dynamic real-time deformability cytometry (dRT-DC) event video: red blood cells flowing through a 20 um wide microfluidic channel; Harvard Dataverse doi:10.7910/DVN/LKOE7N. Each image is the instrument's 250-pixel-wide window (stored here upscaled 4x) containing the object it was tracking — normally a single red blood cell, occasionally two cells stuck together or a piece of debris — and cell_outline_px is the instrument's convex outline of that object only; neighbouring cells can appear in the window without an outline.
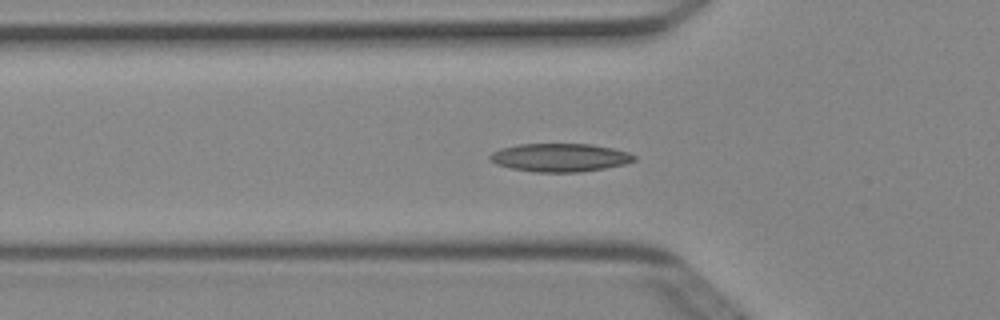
{"species": "Egyptian fruit bat (a non-hibernating species)", "species_latin": "Rousettus aegyptiacus", "temperature_condition": "cold", "stored_images_in_passage": 50, "camera_frame_rate_fps": 3000, "um_per_image_px": 0.085, "animal": {"sex": "female"}, "frame": {"image": 1, "passage_image": 15, "time_ms": 4.667, "image_size_px": [1000, 320], "cell_outline_px": [[636, 160], [624, 164], [604, 168], [580, 172], [536, 172], [512, 168], [496, 164], [488, 160], [488, 156], [492, 152], [500, 148], [516, 144], [592, 144], [612, 148], [628, 152], [636, 156]], "centroid_in_image_um": [47.56, 13.38], "position_along_channel_um": 78.2, "area_um2": 23.81}}
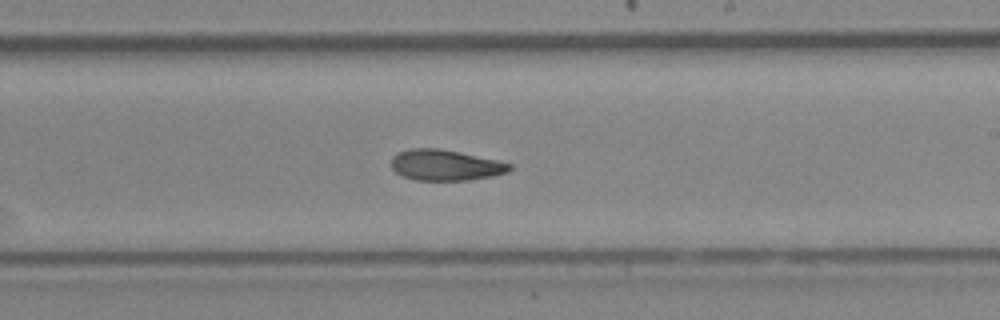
{"frame": {"image": 2, "passage_image": 28, "time_ms": 9.0, "image_size_px": [1000, 320], "cell_outline_px": [[512, 168], [508, 172], [492, 176], [468, 180], [416, 180], [404, 176], [396, 172], [392, 168], [392, 156], [396, 152], [408, 148], [440, 148], [460, 152], [496, 160], [512, 164]], "centroid_in_image_um": [37.84, 14.02], "position_along_channel_um": 251.2, "area_um2": 21.27}}
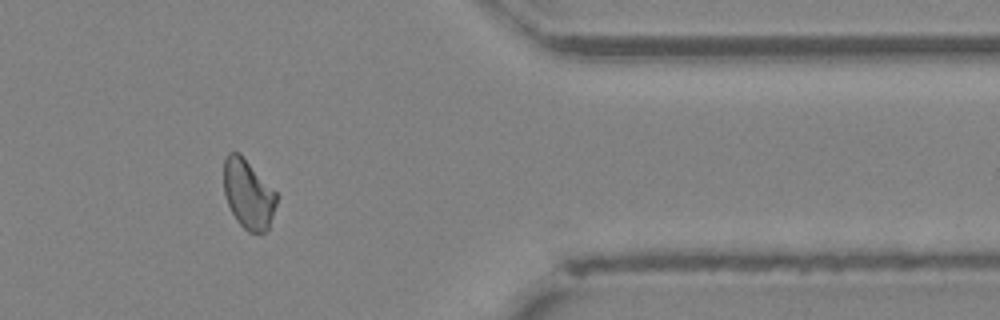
{"frame": {"image": 3, "passage_image": 40, "time_ms": 13.0, "image_size_px": [1000, 320], "cell_outline_px": [[276, 204], [268, 228], [260, 236], [248, 232], [236, 220], [228, 204], [224, 192], [224, 160], [228, 152], [240, 152], [276, 192]], "centroid_in_image_um": [21.09, 16.51], "position_along_channel_um": 390.3, "area_um2": 21.33}, "authors_computed_cell_mechanics": {"area_um2": 21.9062, "velocity_mm_per_s": 4.0054, "shape_relaxation_time_tau1_ms": null, "shape_relaxation_time_tau2_ms": 7.4412, "deformation_change_tau1": null, "deformation_change_tau2": 0.1455}}